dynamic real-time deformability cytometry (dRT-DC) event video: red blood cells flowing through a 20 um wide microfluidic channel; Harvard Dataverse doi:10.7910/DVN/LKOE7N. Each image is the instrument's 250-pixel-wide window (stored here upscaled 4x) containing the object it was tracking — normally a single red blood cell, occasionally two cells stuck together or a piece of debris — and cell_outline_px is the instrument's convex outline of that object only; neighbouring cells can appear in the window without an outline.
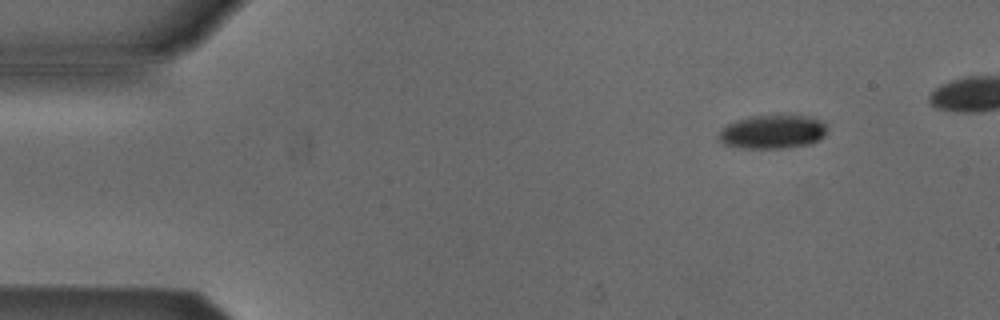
{"species": "Egyptian fruit bat (a non-hibernating species)", "species_latin": "Rousettus aegyptiacus", "temperature_condition": "cold", "stored_images_in_passage": 9, "segment_of_instrument_passage": [1, 2], "camera_frame_rate_fps": 3000, "um_per_image_px": 0.085, "animal": {"sex": "male"}, "frame": {"image": 1, "passage_image": 1, "time_ms": 0.0, "image_size_px": [1000, 320], "cell_outline_px": [[828, 132], [824, 136], [808, 144], [780, 148], [740, 148], [724, 144], [716, 136], [728, 124], [736, 120], [748, 116], [812, 116], [820, 120], [824, 124]], "centroid_in_image_um": [65.65, 11.2], "position_along_channel_um": 19.3, "area_um2": 21.1}}
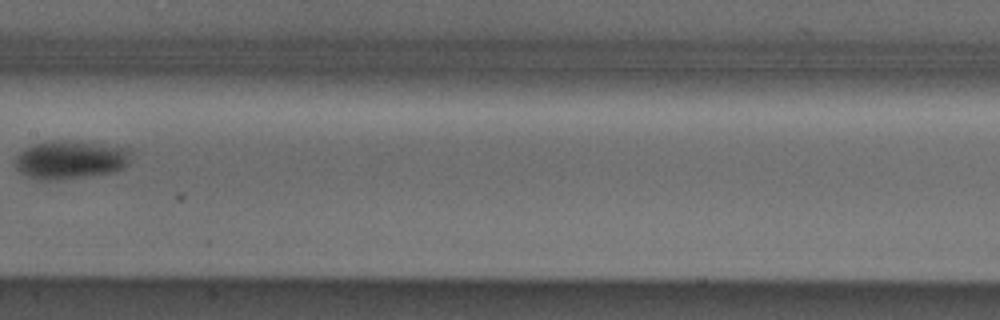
{"frame": {"image": 2, "passage_image": 7, "time_ms": 7.0, "image_size_px": [1000, 320], "cell_outline_px": [[132, 148], [128, 164], [124, 168], [116, 172], [56, 180], [36, 180], [20, 172], [16, 168], [12, 160], [24, 148], [48, 140], [60, 140], [100, 144]], "centroid_in_image_um": [5.97, 13.58], "position_along_channel_um": 201.4, "area_um2": 26.18}}
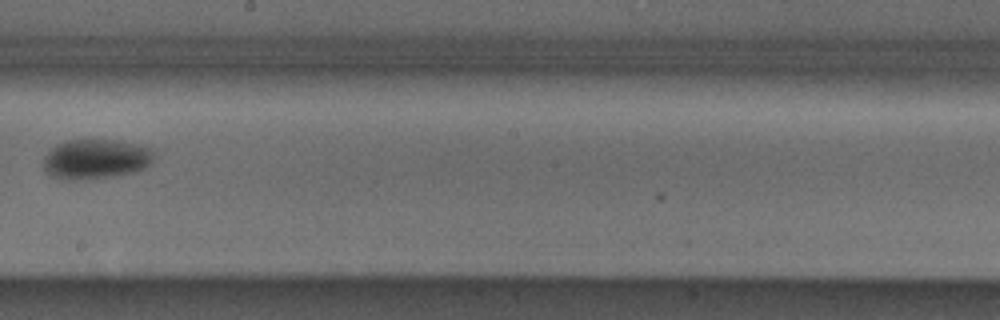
{"frame": {"image": 3, "passage_image": 8, "time_ms": 8.0, "image_size_px": [1000, 320], "cell_outline_px": [[156, 148], [152, 164], [136, 172], [108, 176], [72, 180], [68, 180], [52, 176], [44, 172], [44, 156], [56, 144], [68, 140], [116, 140]], "centroid_in_image_um": [8.18, 13.5], "position_along_channel_um": 240.0, "area_um2": 25.78}}